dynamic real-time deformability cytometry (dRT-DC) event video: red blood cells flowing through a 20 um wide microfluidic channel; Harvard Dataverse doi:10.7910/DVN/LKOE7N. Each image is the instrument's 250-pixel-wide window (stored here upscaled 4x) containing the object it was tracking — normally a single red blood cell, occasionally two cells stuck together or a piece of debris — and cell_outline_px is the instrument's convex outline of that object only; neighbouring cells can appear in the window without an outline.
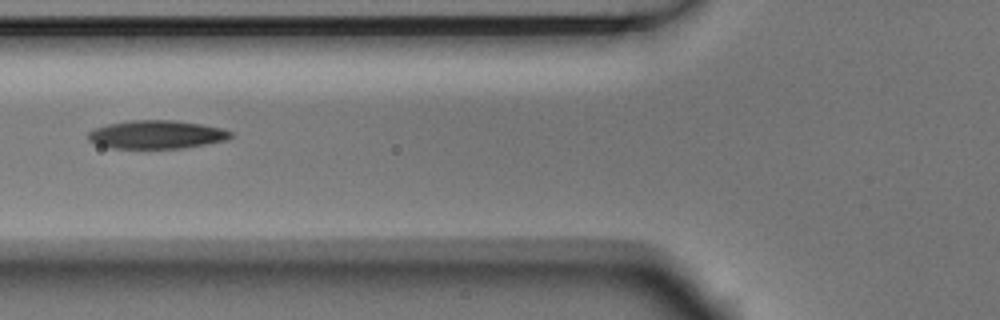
{"species": "Egyptian fruit bat (a non-hibernating species)", "species_latin": "Rousettus aegyptiacus", "temperature_condition": "room temperature", "stored_images_in_passage": 3, "camera_frame_rate_fps": 3000, "um_per_image_px": 0.085, "animal": {"sex": "male"}, "frame": {"image": 1, "passage_image": 3, "time_ms": 0.667, "image_size_px": [1000, 320], "cell_outline_px": [[232, 136], [228, 140], [184, 148], [112, 148], [96, 144], [88, 140], [88, 132], [96, 128], [108, 124], [128, 120], [172, 120], [200, 124], [224, 128], [232, 132]], "centroid_in_image_um": [13.33, 11.43], "position_along_channel_um": 112.5, "area_um2": 23.58}}